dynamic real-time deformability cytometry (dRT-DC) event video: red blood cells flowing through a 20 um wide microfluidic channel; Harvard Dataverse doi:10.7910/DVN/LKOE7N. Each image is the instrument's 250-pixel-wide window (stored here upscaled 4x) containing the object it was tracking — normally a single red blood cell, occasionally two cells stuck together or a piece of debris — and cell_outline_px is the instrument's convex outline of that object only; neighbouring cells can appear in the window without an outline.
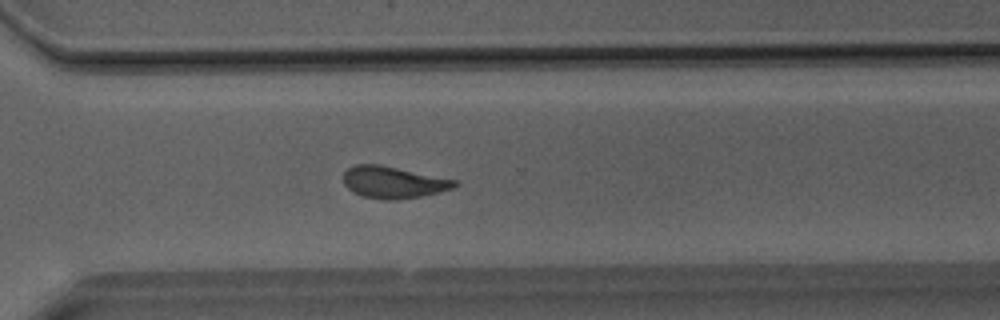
{"species": "Egyptian fruit bat (a non-hibernating species)", "species_latin": "Rousettus aegyptiacus", "temperature_condition": "room temperature", "stored_images_in_passage": 40, "camera_frame_rate_fps": 3000, "um_per_image_px": 0.085, "animal": {"sex": "male"}, "frame": {"image": 1, "passage_image": 29, "time_ms": 9.333, "image_size_px": [1000, 320], "cell_outline_px": [[460, 184], [452, 188], [440, 192], [420, 196], [396, 200], [384, 200], [364, 196], [352, 192], [344, 184], [344, 172], [348, 168], [356, 164], [380, 164], [456, 180]], "centroid_in_image_um": [33.42, 15.49], "position_along_channel_um": 337.2, "area_um2": 20.58}}
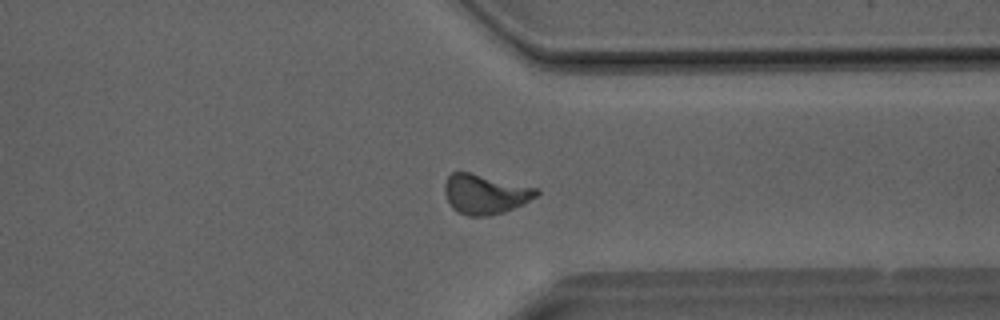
{"frame": {"image": 2, "passage_image": 31, "time_ms": 10.0, "image_size_px": [1000, 320], "cell_outline_px": [[540, 192], [536, 196], [504, 212], [488, 216], [468, 216], [452, 208], [444, 192], [444, 184], [448, 176], [452, 172], [468, 172], [540, 188]], "centroid_in_image_um": [41.22, 16.49], "position_along_channel_um": 370.2, "area_um2": 21.04}}
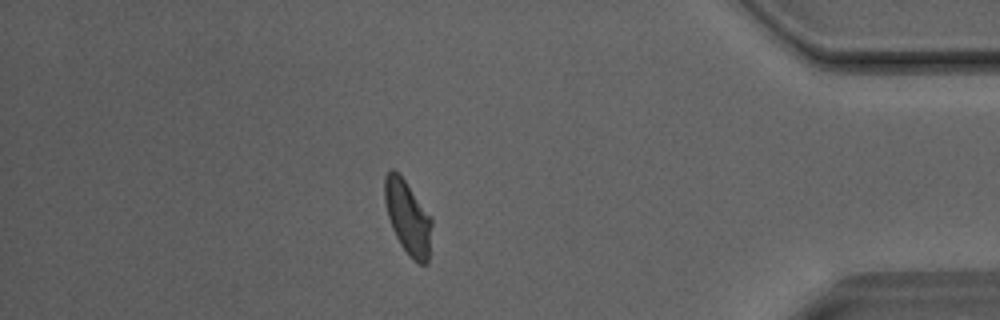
{"frame": {"image": 3, "passage_image": 35, "time_ms": 11.333, "image_size_px": [1000, 320], "cell_outline_px": [[432, 224], [428, 264], [420, 264], [412, 260], [408, 256], [400, 244], [392, 228], [388, 216], [384, 200], [384, 176], [388, 168], [392, 168], [404, 180], [432, 216]], "centroid_in_image_um": [34.66, 18.49], "position_along_channel_um": 400.5, "area_um2": 20.46}}